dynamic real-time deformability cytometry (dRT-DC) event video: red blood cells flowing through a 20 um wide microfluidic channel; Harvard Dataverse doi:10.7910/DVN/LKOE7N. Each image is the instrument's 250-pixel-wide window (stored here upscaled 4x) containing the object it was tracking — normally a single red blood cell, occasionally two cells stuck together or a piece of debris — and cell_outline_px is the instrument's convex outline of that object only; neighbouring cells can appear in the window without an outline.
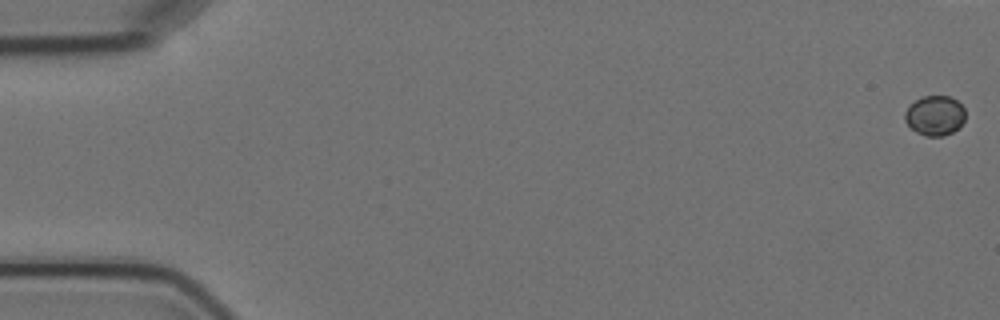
{"species": "Egyptian fruit bat (a non-hibernating species)", "species_latin": "Rousettus aegyptiacus", "temperature_condition": "cold", "stored_images_in_passage": 3, "camera_frame_rate_fps": 3000, "um_per_image_px": 0.085, "animal": {"sex": "female"}, "frame": {"image": 1, "passage_image": 1, "time_ms": 0.0, "image_size_px": [1000, 320], "cell_outline_px": [[964, 120], [960, 128], [944, 136], [924, 136], [916, 132], [904, 120], [904, 112], [916, 100], [924, 96], [948, 96], [956, 100], [964, 108]], "centroid_in_image_um": [79.47, 9.84], "position_along_channel_um": 5.5, "area_um2": 13.99}}